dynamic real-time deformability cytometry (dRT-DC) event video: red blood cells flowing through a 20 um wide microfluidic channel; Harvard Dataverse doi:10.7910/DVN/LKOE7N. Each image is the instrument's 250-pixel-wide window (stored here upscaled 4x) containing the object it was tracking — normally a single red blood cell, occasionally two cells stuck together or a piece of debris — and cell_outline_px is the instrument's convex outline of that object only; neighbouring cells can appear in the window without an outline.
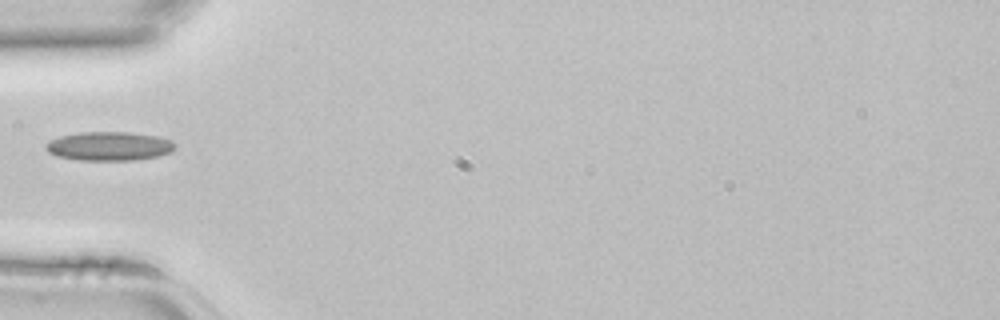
{"species": "common noctule bat (a hibernating species)", "species_latin": "Nyctalus noctula", "temperature_condition": "room temperature", "stored_images_in_passage": 31, "camera_frame_rate_fps": 3000, "um_per_image_px": 0.085, "animal": {"sex": "female", "body_mass_g": 22.7, "forearm_length_mm": 54.2}, "frame": {"image": 1, "passage_image": 1, "time_ms": 0.0, "image_size_px": [1000, 320], "cell_outline_px": [[176, 148], [168, 152], [156, 156], [132, 160], [80, 160], [56, 156], [48, 152], [44, 148], [44, 144], [60, 136], [80, 132], [128, 132], [156, 136], [168, 140], [176, 144]], "centroid_in_image_um": [9.22, 12.42], "position_along_channel_um": 75.8, "area_um2": 21.56}}
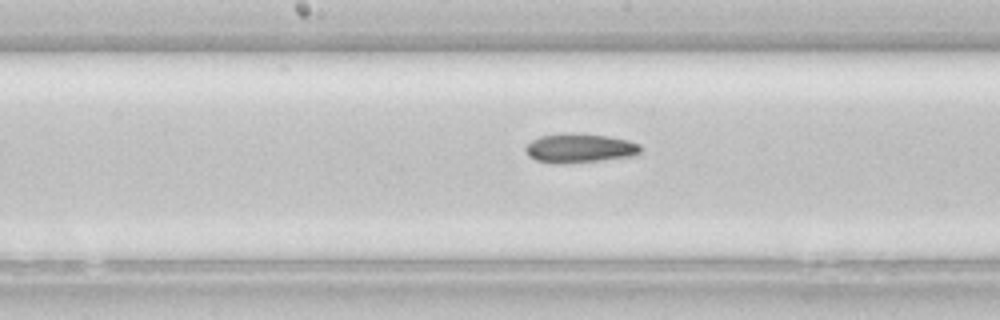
{"frame": {"image": 2, "passage_image": 9, "time_ms": 2.667, "image_size_px": [1000, 320], "cell_outline_px": [[640, 152], [636, 156], [564, 164], [556, 164], [536, 160], [528, 156], [524, 148], [532, 140], [540, 136], [560, 132], [572, 132], [608, 136], [628, 140], [640, 144]], "centroid_in_image_um": [49.25, 12.58], "position_along_channel_um": 198.9, "area_um2": 19.88}}
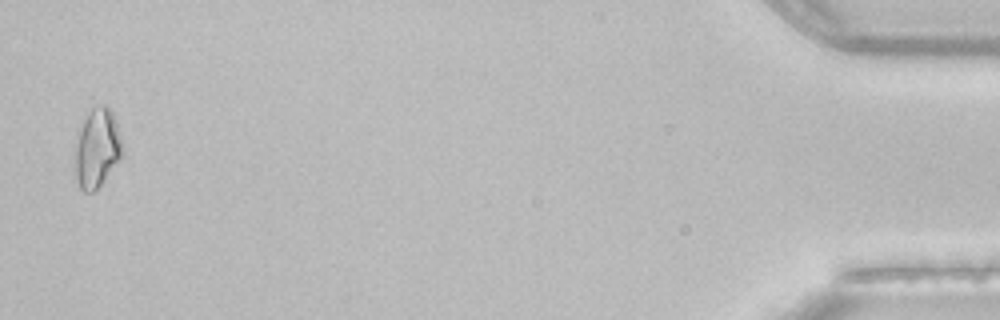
{"frame": {"image": 3, "passage_image": 30, "time_ms": 9.667, "image_size_px": [1000, 320], "cell_outline_px": [[124, 156], [104, 180], [92, 192], [84, 192], [80, 188], [76, 176], [76, 144], [80, 128], [88, 112], [92, 108], [100, 104], [108, 104], [112, 112], [124, 148]], "centroid_in_image_um": [8.29, 12.57], "position_along_channel_um": 426.9, "area_um2": 21.68}}